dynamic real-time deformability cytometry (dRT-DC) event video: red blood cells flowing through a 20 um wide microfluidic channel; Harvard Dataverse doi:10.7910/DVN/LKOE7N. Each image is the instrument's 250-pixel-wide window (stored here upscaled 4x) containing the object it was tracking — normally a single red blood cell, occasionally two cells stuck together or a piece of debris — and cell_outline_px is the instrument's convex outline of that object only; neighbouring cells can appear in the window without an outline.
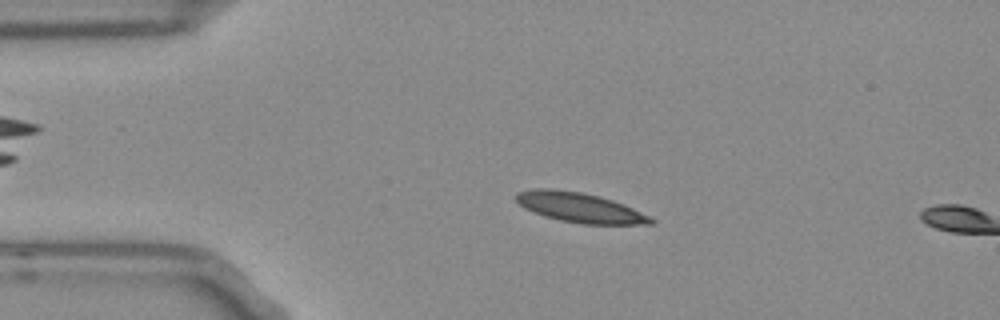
{"species": "Egyptian fruit bat (a non-hibernating species)", "species_latin": "Rousettus aegyptiacus", "temperature_condition": "room temperature", "stored_images_in_passage": 12, "camera_frame_rate_fps": 3000, "um_per_image_px": 0.085, "frame": {"image": 1, "passage_image": 10, "time_ms": 3.0, "image_size_px": [1000, 320], "cell_outline_px": [[656, 220], [652, 224], [584, 224], [560, 220], [544, 216], [524, 208], [512, 196], [516, 192], [532, 188], [552, 188], [580, 192], [600, 196], [624, 204], [652, 216]], "centroid_in_image_um": [49.27, 17.63], "position_along_channel_um": 35.7, "area_um2": 23.64}}